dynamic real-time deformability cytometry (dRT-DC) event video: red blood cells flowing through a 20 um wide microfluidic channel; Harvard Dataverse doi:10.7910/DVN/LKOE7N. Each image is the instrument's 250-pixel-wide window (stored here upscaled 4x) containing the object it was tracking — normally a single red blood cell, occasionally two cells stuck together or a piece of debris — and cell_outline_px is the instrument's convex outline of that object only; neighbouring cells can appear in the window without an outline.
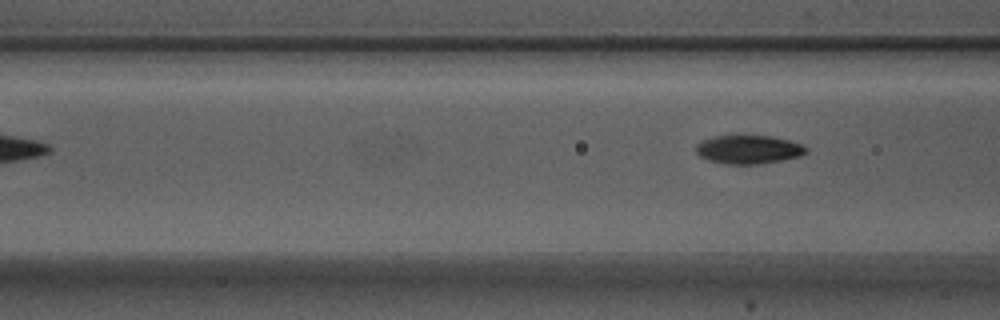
{"species": "Egyptian fruit bat (a non-hibernating species)", "species_latin": "Rousettus aegyptiacus", "temperature_condition": "warm", "stored_images_in_passage": 5, "camera_frame_rate_fps": 3000, "um_per_image_px": 0.085, "animal": {"sex": "male"}, "frame": {"image": 1, "passage_image": 5, "time_ms": 1.333, "image_size_px": [1000, 320], "cell_outline_px": [[808, 152], [800, 156], [784, 160], [760, 164], [724, 164], [708, 160], [700, 156], [696, 152], [696, 144], [704, 140], [716, 136], [736, 132], [772, 136], [788, 140], [800, 144], [808, 148]], "centroid_in_image_um": [63.62, 12.67], "position_along_channel_um": 103.0, "area_um2": 19.13}}